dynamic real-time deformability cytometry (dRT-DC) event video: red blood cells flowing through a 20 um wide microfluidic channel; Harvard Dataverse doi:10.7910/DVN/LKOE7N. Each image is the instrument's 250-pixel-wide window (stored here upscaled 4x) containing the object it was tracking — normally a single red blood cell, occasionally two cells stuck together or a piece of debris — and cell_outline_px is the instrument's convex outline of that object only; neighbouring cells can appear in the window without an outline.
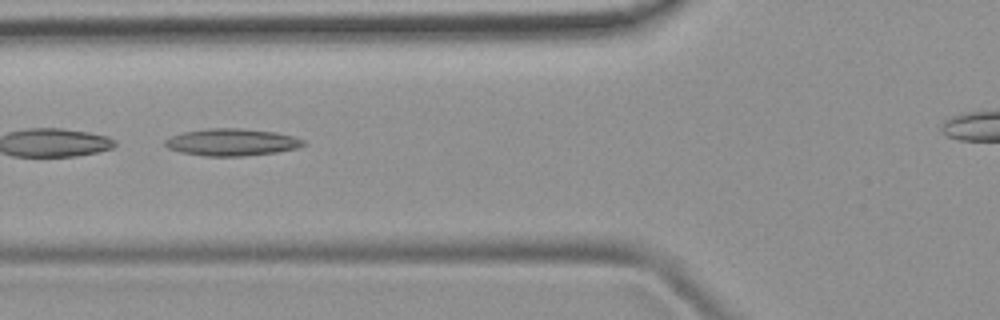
{"species": "common noctule bat (a hibernating species)", "species_latin": "Nyctalus noctula", "temperature_condition": "room temperature", "stored_images_in_passage": 5, "camera_frame_rate_fps": 3000, "um_per_image_px": 0.085, "animal": {"sex": "female", "body_mass_g": 19.9}, "frame": {"image": 1, "passage_image": 4, "time_ms": 4.333, "image_size_px": [1000, 320], "cell_outline_px": [[304, 144], [296, 148], [276, 152], [244, 156], [204, 156], [180, 152], [168, 148], [164, 144], [164, 140], [172, 136], [184, 132], [208, 128], [240, 128], [276, 132], [292, 136], [304, 140]], "centroid_in_image_um": [19.67, 12.09], "position_along_channel_um": 106.1, "area_um2": 21.73}}
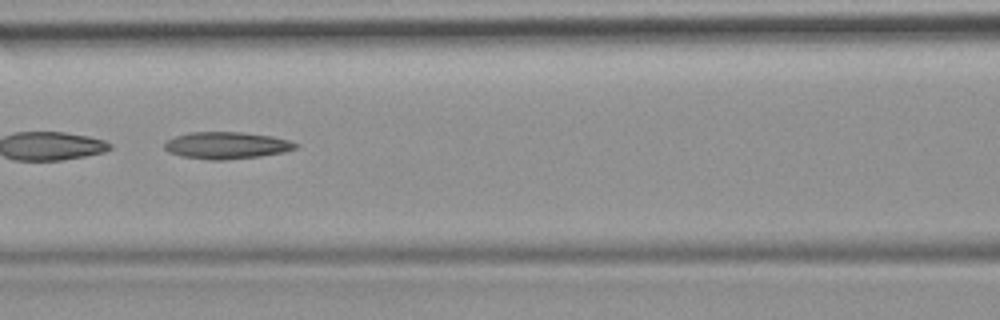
{"frame": {"image": 2, "passage_image": 5, "time_ms": 5.333, "image_size_px": [1000, 320], "cell_outline_px": [[300, 144], [296, 148], [284, 152], [260, 156], [224, 160], [208, 160], [180, 156], [168, 152], [164, 148], [164, 144], [168, 140], [176, 136], [192, 132], [240, 132], [272, 136], [288, 140]], "centroid_in_image_um": [19.26, 12.36], "position_along_channel_um": 147.3, "area_um2": 20.58}}